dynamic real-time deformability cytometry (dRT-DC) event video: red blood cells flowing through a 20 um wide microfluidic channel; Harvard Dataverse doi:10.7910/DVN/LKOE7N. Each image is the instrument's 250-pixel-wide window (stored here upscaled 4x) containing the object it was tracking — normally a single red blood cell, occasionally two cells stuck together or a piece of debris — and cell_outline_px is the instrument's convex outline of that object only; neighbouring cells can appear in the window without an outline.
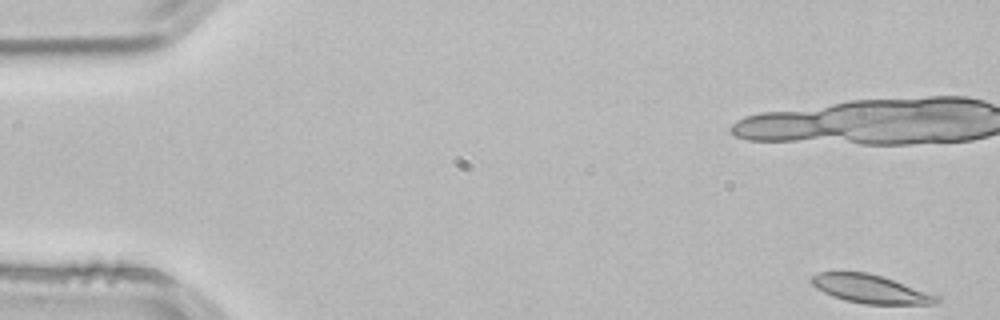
{"species": "common noctule bat (a hibernating species)", "species_latin": "Nyctalus noctula", "temperature_condition": "room temperature", "stored_images_in_passage": 21, "camera_frame_rate_fps": 3000, "um_per_image_px": 0.085, "animal": {"sex": "male", "body_mass_g": 21.5, "forearm_length_mm": 52.0}, "frame": {"image": 1, "passage_image": 1, "time_ms": 0.0, "image_size_px": [1000, 320], "cell_outline_px": [[940, 300], [936, 304], [864, 304], [844, 300], [832, 296], [816, 288], [808, 280], [812, 276], [820, 272], [868, 272], [940, 296]], "centroid_in_image_um": [73.96, 24.57], "position_along_channel_um": 11.0, "area_um2": 20.58}}